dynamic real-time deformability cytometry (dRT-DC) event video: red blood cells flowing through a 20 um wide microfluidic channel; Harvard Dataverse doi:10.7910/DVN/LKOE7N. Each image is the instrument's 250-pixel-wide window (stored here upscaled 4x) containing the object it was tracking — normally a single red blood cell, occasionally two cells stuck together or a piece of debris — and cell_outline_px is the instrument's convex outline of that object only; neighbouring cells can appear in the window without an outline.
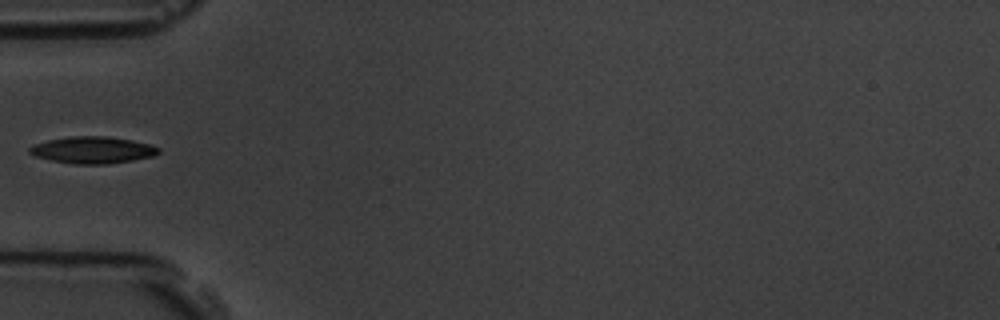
{"species": "common noctule bat (a hibernating species)", "species_latin": "Nyctalus noctula", "temperature_condition": "room temperature", "stored_images_in_passage": 39, "camera_frame_rate_fps": 3000, "um_per_image_px": 0.085, "animal": {"sex": "male", "body_mass_g": 19.5, "forearm_length_mm": 54.6}, "frame": {"image": 1, "passage_image": 1, "time_ms": 0.0, "image_size_px": [1000, 320], "cell_outline_px": [[160, 152], [152, 156], [132, 160], [108, 164], [76, 164], [52, 160], [36, 156], [28, 152], [28, 148], [32, 144], [48, 140], [72, 136], [108, 136], [132, 140], [148, 144], [160, 148]], "centroid_in_image_um": [7.86, 12.74], "position_along_channel_um": 77.1, "area_um2": 20.06}}
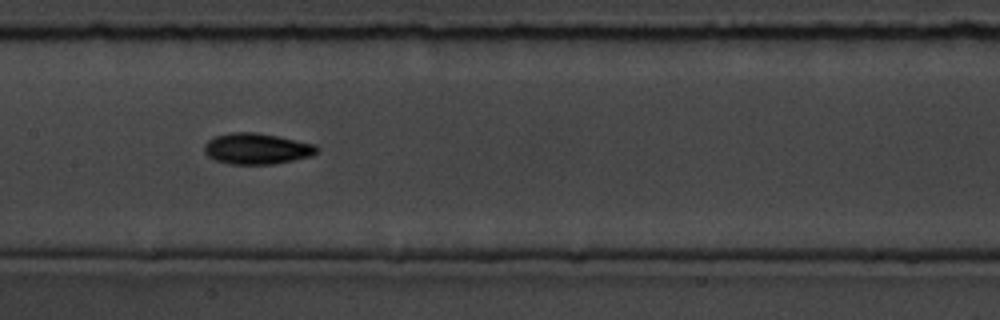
{"frame": {"image": 2, "passage_image": 10, "time_ms": 3.0, "image_size_px": [1000, 320], "cell_outline_px": [[320, 148], [312, 156], [272, 164], [232, 164], [216, 160], [208, 156], [204, 152], [204, 144], [212, 136], [232, 132], [256, 132], [316, 144]], "centroid_in_image_um": [21.81, 12.63], "position_along_channel_um": 185.6, "area_um2": 20.35}}
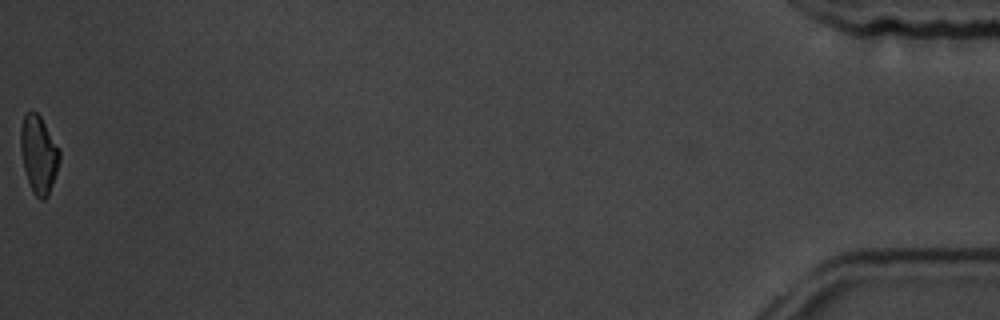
{"frame": {"image": 3, "passage_image": 39, "time_ms": 12.667, "image_size_px": [1000, 320], "cell_outline_px": [[60, 160], [48, 196], [44, 200], [40, 200], [32, 192], [24, 168], [20, 148], [20, 128], [24, 116], [28, 112], [36, 112], [40, 116], [60, 152]], "centroid_in_image_um": [3.27, 13.15], "position_along_channel_um": 431.9, "area_um2": 17.28}}